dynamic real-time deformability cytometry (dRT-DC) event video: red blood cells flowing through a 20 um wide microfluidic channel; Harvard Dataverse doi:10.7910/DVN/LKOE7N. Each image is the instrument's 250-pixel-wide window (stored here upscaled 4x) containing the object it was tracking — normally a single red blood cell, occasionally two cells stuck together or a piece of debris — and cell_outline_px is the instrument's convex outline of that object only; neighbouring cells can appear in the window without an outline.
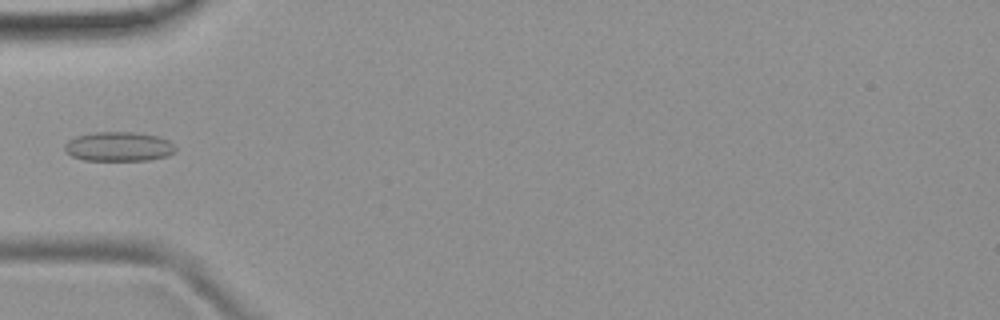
{"species": "common noctule bat (a hibernating species)", "species_latin": "Nyctalus noctula", "temperature_condition": "room temperature", "stored_images_in_passage": 12, "camera_frame_rate_fps": 3000, "um_per_image_px": 0.085, "animal": {"sex": "female", "body_mass_g": 19.9}, "frame": {"image": 1, "passage_image": 1, "time_ms": 0.0, "image_size_px": [1000, 320], "cell_outline_px": [[176, 148], [168, 156], [148, 160], [84, 160], [72, 156], [64, 152], [64, 144], [68, 140], [76, 136], [96, 132], [132, 132], [156, 136], [168, 140]], "centroid_in_image_um": [10.04, 12.46], "position_along_channel_um": 75.0, "area_um2": 18.9}}
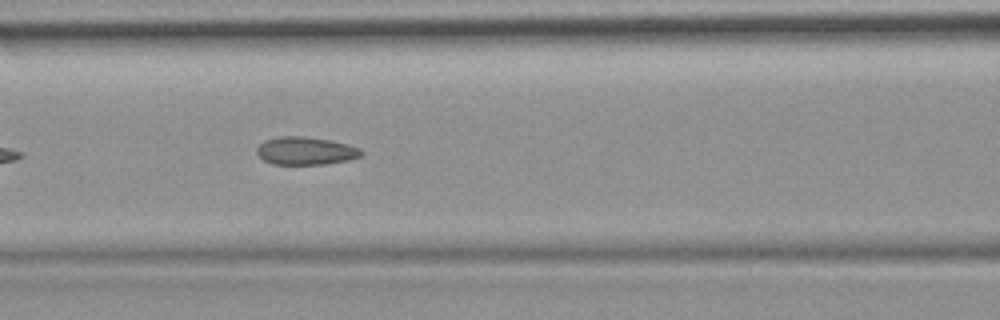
{"frame": {"image": 2, "passage_image": 6, "time_ms": 1.667, "image_size_px": [1000, 320], "cell_outline_px": [[364, 152], [360, 156], [348, 160], [324, 164], [272, 164], [264, 160], [256, 152], [256, 148], [264, 140], [280, 136], [304, 136], [332, 140], [348, 144], [360, 148]], "centroid_in_image_um": [25.98, 12.81], "position_along_channel_um": 140.6, "area_um2": 17.05}}
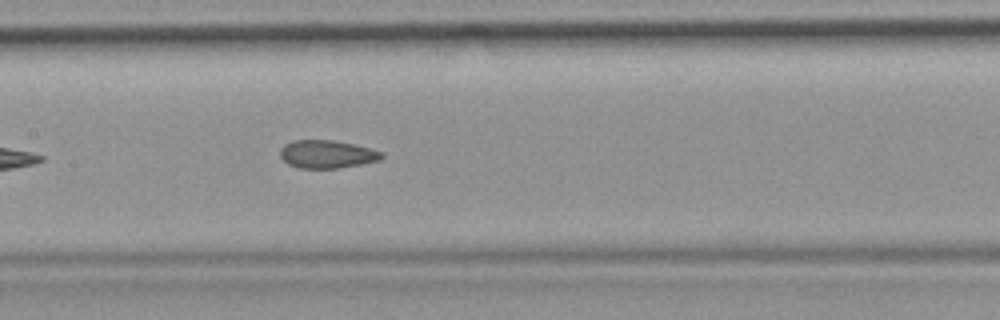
{"frame": {"image": 3, "passage_image": 9, "time_ms": 2.667, "image_size_px": [1000, 320], "cell_outline_px": [[384, 156], [380, 160], [360, 164], [336, 168], [300, 168], [288, 164], [280, 156], [280, 148], [284, 144], [292, 140], [332, 140], [352, 144], [384, 152]], "centroid_in_image_um": [27.77, 13.1], "position_along_channel_um": 179.6, "area_um2": 16.47}}